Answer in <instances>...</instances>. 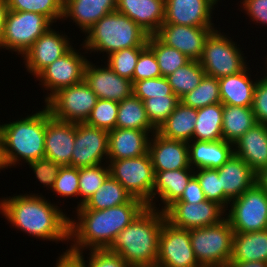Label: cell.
<instances>
[{
    "instance_id": "obj_1",
    "label": "cell",
    "mask_w": 267,
    "mask_h": 267,
    "mask_svg": "<svg viewBox=\"0 0 267 267\" xmlns=\"http://www.w3.org/2000/svg\"><path fill=\"white\" fill-rule=\"evenodd\" d=\"M146 207L142 200L133 197L128 203L108 209H77L78 220L69 219V240L73 245L66 252L109 249L117 235Z\"/></svg>"
},
{
    "instance_id": "obj_2",
    "label": "cell",
    "mask_w": 267,
    "mask_h": 267,
    "mask_svg": "<svg viewBox=\"0 0 267 267\" xmlns=\"http://www.w3.org/2000/svg\"><path fill=\"white\" fill-rule=\"evenodd\" d=\"M36 193L7 196L0 200V212L16 229L46 241H69V216Z\"/></svg>"
},
{
    "instance_id": "obj_3",
    "label": "cell",
    "mask_w": 267,
    "mask_h": 267,
    "mask_svg": "<svg viewBox=\"0 0 267 267\" xmlns=\"http://www.w3.org/2000/svg\"><path fill=\"white\" fill-rule=\"evenodd\" d=\"M159 208L146 207L116 237L108 249L130 267L156 266L159 235L165 214Z\"/></svg>"
},
{
    "instance_id": "obj_4",
    "label": "cell",
    "mask_w": 267,
    "mask_h": 267,
    "mask_svg": "<svg viewBox=\"0 0 267 267\" xmlns=\"http://www.w3.org/2000/svg\"><path fill=\"white\" fill-rule=\"evenodd\" d=\"M47 108L25 118L0 124L7 168L16 167L21 159L28 163L45 158Z\"/></svg>"
},
{
    "instance_id": "obj_5",
    "label": "cell",
    "mask_w": 267,
    "mask_h": 267,
    "mask_svg": "<svg viewBox=\"0 0 267 267\" xmlns=\"http://www.w3.org/2000/svg\"><path fill=\"white\" fill-rule=\"evenodd\" d=\"M83 49L110 55L132 47H146L148 34L128 16L114 11L97 21L87 32Z\"/></svg>"
},
{
    "instance_id": "obj_6",
    "label": "cell",
    "mask_w": 267,
    "mask_h": 267,
    "mask_svg": "<svg viewBox=\"0 0 267 267\" xmlns=\"http://www.w3.org/2000/svg\"><path fill=\"white\" fill-rule=\"evenodd\" d=\"M234 232L225 217L221 222L190 229L193 252L201 267H226L232 255Z\"/></svg>"
},
{
    "instance_id": "obj_7",
    "label": "cell",
    "mask_w": 267,
    "mask_h": 267,
    "mask_svg": "<svg viewBox=\"0 0 267 267\" xmlns=\"http://www.w3.org/2000/svg\"><path fill=\"white\" fill-rule=\"evenodd\" d=\"M242 52L231 37L214 29L205 41L199 63L206 75L219 79L237 74L248 66Z\"/></svg>"
},
{
    "instance_id": "obj_8",
    "label": "cell",
    "mask_w": 267,
    "mask_h": 267,
    "mask_svg": "<svg viewBox=\"0 0 267 267\" xmlns=\"http://www.w3.org/2000/svg\"><path fill=\"white\" fill-rule=\"evenodd\" d=\"M110 175L119 181L134 198L152 208L154 170L149 152L121 160H107ZM110 163V164H109Z\"/></svg>"
},
{
    "instance_id": "obj_9",
    "label": "cell",
    "mask_w": 267,
    "mask_h": 267,
    "mask_svg": "<svg viewBox=\"0 0 267 267\" xmlns=\"http://www.w3.org/2000/svg\"><path fill=\"white\" fill-rule=\"evenodd\" d=\"M229 204L225 217L234 233L267 229V192L257 183Z\"/></svg>"
},
{
    "instance_id": "obj_10",
    "label": "cell",
    "mask_w": 267,
    "mask_h": 267,
    "mask_svg": "<svg viewBox=\"0 0 267 267\" xmlns=\"http://www.w3.org/2000/svg\"><path fill=\"white\" fill-rule=\"evenodd\" d=\"M52 25L44 15L8 10L0 49L15 51L23 56Z\"/></svg>"
},
{
    "instance_id": "obj_11",
    "label": "cell",
    "mask_w": 267,
    "mask_h": 267,
    "mask_svg": "<svg viewBox=\"0 0 267 267\" xmlns=\"http://www.w3.org/2000/svg\"><path fill=\"white\" fill-rule=\"evenodd\" d=\"M97 100L98 97L89 85L82 81L58 90L45 102V106L55 119L84 123Z\"/></svg>"
},
{
    "instance_id": "obj_12",
    "label": "cell",
    "mask_w": 267,
    "mask_h": 267,
    "mask_svg": "<svg viewBox=\"0 0 267 267\" xmlns=\"http://www.w3.org/2000/svg\"><path fill=\"white\" fill-rule=\"evenodd\" d=\"M156 266L201 267L193 252L190 229L174 227L166 220L163 222Z\"/></svg>"
},
{
    "instance_id": "obj_13",
    "label": "cell",
    "mask_w": 267,
    "mask_h": 267,
    "mask_svg": "<svg viewBox=\"0 0 267 267\" xmlns=\"http://www.w3.org/2000/svg\"><path fill=\"white\" fill-rule=\"evenodd\" d=\"M79 53L72 47L35 77L47 92L50 91L44 98L45 102L58 90L84 81L88 59Z\"/></svg>"
},
{
    "instance_id": "obj_14",
    "label": "cell",
    "mask_w": 267,
    "mask_h": 267,
    "mask_svg": "<svg viewBox=\"0 0 267 267\" xmlns=\"http://www.w3.org/2000/svg\"><path fill=\"white\" fill-rule=\"evenodd\" d=\"M163 212L171 225L188 230L217 224L226 214L221 205L207 199L196 204L173 202Z\"/></svg>"
},
{
    "instance_id": "obj_15",
    "label": "cell",
    "mask_w": 267,
    "mask_h": 267,
    "mask_svg": "<svg viewBox=\"0 0 267 267\" xmlns=\"http://www.w3.org/2000/svg\"><path fill=\"white\" fill-rule=\"evenodd\" d=\"M71 167L81 168L102 164L108 158V132L88 124L76 123ZM103 160V161H102Z\"/></svg>"
},
{
    "instance_id": "obj_16",
    "label": "cell",
    "mask_w": 267,
    "mask_h": 267,
    "mask_svg": "<svg viewBox=\"0 0 267 267\" xmlns=\"http://www.w3.org/2000/svg\"><path fill=\"white\" fill-rule=\"evenodd\" d=\"M69 40L66 34H59L56 29L50 27L22 56L27 71L36 77L73 47Z\"/></svg>"
},
{
    "instance_id": "obj_17",
    "label": "cell",
    "mask_w": 267,
    "mask_h": 267,
    "mask_svg": "<svg viewBox=\"0 0 267 267\" xmlns=\"http://www.w3.org/2000/svg\"><path fill=\"white\" fill-rule=\"evenodd\" d=\"M217 27H192L163 23L155 34L165 45L177 49L190 60H199L206 39Z\"/></svg>"
},
{
    "instance_id": "obj_18",
    "label": "cell",
    "mask_w": 267,
    "mask_h": 267,
    "mask_svg": "<svg viewBox=\"0 0 267 267\" xmlns=\"http://www.w3.org/2000/svg\"><path fill=\"white\" fill-rule=\"evenodd\" d=\"M105 66L98 67L88 61L85 68L84 81L98 99H107L119 103L131 96L133 94L132 81L119 76L110 67Z\"/></svg>"
},
{
    "instance_id": "obj_19",
    "label": "cell",
    "mask_w": 267,
    "mask_h": 267,
    "mask_svg": "<svg viewBox=\"0 0 267 267\" xmlns=\"http://www.w3.org/2000/svg\"><path fill=\"white\" fill-rule=\"evenodd\" d=\"M218 2L220 1L165 0L164 23L192 27H214L215 25L212 23V11H214V7Z\"/></svg>"
},
{
    "instance_id": "obj_20",
    "label": "cell",
    "mask_w": 267,
    "mask_h": 267,
    "mask_svg": "<svg viewBox=\"0 0 267 267\" xmlns=\"http://www.w3.org/2000/svg\"><path fill=\"white\" fill-rule=\"evenodd\" d=\"M75 133L76 123L55 119L47 109L45 158L61 166H71Z\"/></svg>"
},
{
    "instance_id": "obj_21",
    "label": "cell",
    "mask_w": 267,
    "mask_h": 267,
    "mask_svg": "<svg viewBox=\"0 0 267 267\" xmlns=\"http://www.w3.org/2000/svg\"><path fill=\"white\" fill-rule=\"evenodd\" d=\"M151 137L148 152L154 171H169L190 167L188 142L166 139L157 132L153 133Z\"/></svg>"
},
{
    "instance_id": "obj_22",
    "label": "cell",
    "mask_w": 267,
    "mask_h": 267,
    "mask_svg": "<svg viewBox=\"0 0 267 267\" xmlns=\"http://www.w3.org/2000/svg\"><path fill=\"white\" fill-rule=\"evenodd\" d=\"M218 170L223 188V208L256 184V173L242 159L233 154Z\"/></svg>"
},
{
    "instance_id": "obj_23",
    "label": "cell",
    "mask_w": 267,
    "mask_h": 267,
    "mask_svg": "<svg viewBox=\"0 0 267 267\" xmlns=\"http://www.w3.org/2000/svg\"><path fill=\"white\" fill-rule=\"evenodd\" d=\"M116 11L128 16L148 35H155L164 23L165 0H117Z\"/></svg>"
},
{
    "instance_id": "obj_24",
    "label": "cell",
    "mask_w": 267,
    "mask_h": 267,
    "mask_svg": "<svg viewBox=\"0 0 267 267\" xmlns=\"http://www.w3.org/2000/svg\"><path fill=\"white\" fill-rule=\"evenodd\" d=\"M157 131L115 128L108 132V160L142 156L148 152L149 135Z\"/></svg>"
},
{
    "instance_id": "obj_25",
    "label": "cell",
    "mask_w": 267,
    "mask_h": 267,
    "mask_svg": "<svg viewBox=\"0 0 267 267\" xmlns=\"http://www.w3.org/2000/svg\"><path fill=\"white\" fill-rule=\"evenodd\" d=\"M233 149L256 174L267 167V124L256 123L234 142Z\"/></svg>"
},
{
    "instance_id": "obj_26",
    "label": "cell",
    "mask_w": 267,
    "mask_h": 267,
    "mask_svg": "<svg viewBox=\"0 0 267 267\" xmlns=\"http://www.w3.org/2000/svg\"><path fill=\"white\" fill-rule=\"evenodd\" d=\"M116 9L117 0H63L62 20L69 17L86 33L97 21Z\"/></svg>"
},
{
    "instance_id": "obj_27",
    "label": "cell",
    "mask_w": 267,
    "mask_h": 267,
    "mask_svg": "<svg viewBox=\"0 0 267 267\" xmlns=\"http://www.w3.org/2000/svg\"><path fill=\"white\" fill-rule=\"evenodd\" d=\"M188 147L189 165L194 170L218 169L234 154L233 143L223 139L215 142L192 140Z\"/></svg>"
},
{
    "instance_id": "obj_28",
    "label": "cell",
    "mask_w": 267,
    "mask_h": 267,
    "mask_svg": "<svg viewBox=\"0 0 267 267\" xmlns=\"http://www.w3.org/2000/svg\"><path fill=\"white\" fill-rule=\"evenodd\" d=\"M194 171L195 170L191 167L169 171H154L152 208H157L153 200L157 195L163 203L161 211H164L169 205L177 201L181 197L190 179L194 176Z\"/></svg>"
},
{
    "instance_id": "obj_29",
    "label": "cell",
    "mask_w": 267,
    "mask_h": 267,
    "mask_svg": "<svg viewBox=\"0 0 267 267\" xmlns=\"http://www.w3.org/2000/svg\"><path fill=\"white\" fill-rule=\"evenodd\" d=\"M250 69L247 66L237 74L218 79L222 104L252 107L257 79L251 80Z\"/></svg>"
},
{
    "instance_id": "obj_30",
    "label": "cell",
    "mask_w": 267,
    "mask_h": 267,
    "mask_svg": "<svg viewBox=\"0 0 267 267\" xmlns=\"http://www.w3.org/2000/svg\"><path fill=\"white\" fill-rule=\"evenodd\" d=\"M197 109L179 102L175 110L159 126L157 133L171 140L190 142L193 139Z\"/></svg>"
},
{
    "instance_id": "obj_31",
    "label": "cell",
    "mask_w": 267,
    "mask_h": 267,
    "mask_svg": "<svg viewBox=\"0 0 267 267\" xmlns=\"http://www.w3.org/2000/svg\"><path fill=\"white\" fill-rule=\"evenodd\" d=\"M267 262V229L234 233L230 262Z\"/></svg>"
},
{
    "instance_id": "obj_32",
    "label": "cell",
    "mask_w": 267,
    "mask_h": 267,
    "mask_svg": "<svg viewBox=\"0 0 267 267\" xmlns=\"http://www.w3.org/2000/svg\"><path fill=\"white\" fill-rule=\"evenodd\" d=\"M223 140L233 143L256 123L252 107L223 104Z\"/></svg>"
},
{
    "instance_id": "obj_33",
    "label": "cell",
    "mask_w": 267,
    "mask_h": 267,
    "mask_svg": "<svg viewBox=\"0 0 267 267\" xmlns=\"http://www.w3.org/2000/svg\"><path fill=\"white\" fill-rule=\"evenodd\" d=\"M223 104L217 103L197 109L192 140L215 142L223 139Z\"/></svg>"
},
{
    "instance_id": "obj_34",
    "label": "cell",
    "mask_w": 267,
    "mask_h": 267,
    "mask_svg": "<svg viewBox=\"0 0 267 267\" xmlns=\"http://www.w3.org/2000/svg\"><path fill=\"white\" fill-rule=\"evenodd\" d=\"M132 198L123 185L110 175L83 206L75 209L103 210L128 203Z\"/></svg>"
},
{
    "instance_id": "obj_35",
    "label": "cell",
    "mask_w": 267,
    "mask_h": 267,
    "mask_svg": "<svg viewBox=\"0 0 267 267\" xmlns=\"http://www.w3.org/2000/svg\"><path fill=\"white\" fill-rule=\"evenodd\" d=\"M116 128L157 131L147 117L144 102L134 94L118 103Z\"/></svg>"
},
{
    "instance_id": "obj_36",
    "label": "cell",
    "mask_w": 267,
    "mask_h": 267,
    "mask_svg": "<svg viewBox=\"0 0 267 267\" xmlns=\"http://www.w3.org/2000/svg\"><path fill=\"white\" fill-rule=\"evenodd\" d=\"M205 75L199 60H190L166 78L173 93L180 99L186 93L193 91Z\"/></svg>"
},
{
    "instance_id": "obj_37",
    "label": "cell",
    "mask_w": 267,
    "mask_h": 267,
    "mask_svg": "<svg viewBox=\"0 0 267 267\" xmlns=\"http://www.w3.org/2000/svg\"><path fill=\"white\" fill-rule=\"evenodd\" d=\"M147 46L154 52L163 77H167L190 61L185 54L165 45L156 35L148 36Z\"/></svg>"
},
{
    "instance_id": "obj_38",
    "label": "cell",
    "mask_w": 267,
    "mask_h": 267,
    "mask_svg": "<svg viewBox=\"0 0 267 267\" xmlns=\"http://www.w3.org/2000/svg\"><path fill=\"white\" fill-rule=\"evenodd\" d=\"M180 102L195 109L221 103L218 78L205 74L200 84L180 98Z\"/></svg>"
},
{
    "instance_id": "obj_39",
    "label": "cell",
    "mask_w": 267,
    "mask_h": 267,
    "mask_svg": "<svg viewBox=\"0 0 267 267\" xmlns=\"http://www.w3.org/2000/svg\"><path fill=\"white\" fill-rule=\"evenodd\" d=\"M106 164V165H105ZM108 163L79 168V197L77 208L83 206L110 176Z\"/></svg>"
},
{
    "instance_id": "obj_40",
    "label": "cell",
    "mask_w": 267,
    "mask_h": 267,
    "mask_svg": "<svg viewBox=\"0 0 267 267\" xmlns=\"http://www.w3.org/2000/svg\"><path fill=\"white\" fill-rule=\"evenodd\" d=\"M8 10L44 15L52 24L63 17V0H6Z\"/></svg>"
},
{
    "instance_id": "obj_41",
    "label": "cell",
    "mask_w": 267,
    "mask_h": 267,
    "mask_svg": "<svg viewBox=\"0 0 267 267\" xmlns=\"http://www.w3.org/2000/svg\"><path fill=\"white\" fill-rule=\"evenodd\" d=\"M145 47H132L121 49L107 56V66L110 67L116 74L121 77H125L132 81L134 70L137 65V61L140 52Z\"/></svg>"
},
{
    "instance_id": "obj_42",
    "label": "cell",
    "mask_w": 267,
    "mask_h": 267,
    "mask_svg": "<svg viewBox=\"0 0 267 267\" xmlns=\"http://www.w3.org/2000/svg\"><path fill=\"white\" fill-rule=\"evenodd\" d=\"M117 114L118 102L98 99L85 123L109 132L116 128Z\"/></svg>"
},
{
    "instance_id": "obj_43",
    "label": "cell",
    "mask_w": 267,
    "mask_h": 267,
    "mask_svg": "<svg viewBox=\"0 0 267 267\" xmlns=\"http://www.w3.org/2000/svg\"><path fill=\"white\" fill-rule=\"evenodd\" d=\"M143 102L149 121L158 129L175 110L180 99L177 96H159L145 99Z\"/></svg>"
},
{
    "instance_id": "obj_44",
    "label": "cell",
    "mask_w": 267,
    "mask_h": 267,
    "mask_svg": "<svg viewBox=\"0 0 267 267\" xmlns=\"http://www.w3.org/2000/svg\"><path fill=\"white\" fill-rule=\"evenodd\" d=\"M51 192L57 193L60 197H79V168L62 166L55 179Z\"/></svg>"
},
{
    "instance_id": "obj_45",
    "label": "cell",
    "mask_w": 267,
    "mask_h": 267,
    "mask_svg": "<svg viewBox=\"0 0 267 267\" xmlns=\"http://www.w3.org/2000/svg\"><path fill=\"white\" fill-rule=\"evenodd\" d=\"M204 196L207 200L217 202L223 207V188L217 169L201 168L194 171Z\"/></svg>"
},
{
    "instance_id": "obj_46",
    "label": "cell",
    "mask_w": 267,
    "mask_h": 267,
    "mask_svg": "<svg viewBox=\"0 0 267 267\" xmlns=\"http://www.w3.org/2000/svg\"><path fill=\"white\" fill-rule=\"evenodd\" d=\"M133 94L142 101L151 97L176 96L166 77L143 79L133 84Z\"/></svg>"
},
{
    "instance_id": "obj_47",
    "label": "cell",
    "mask_w": 267,
    "mask_h": 267,
    "mask_svg": "<svg viewBox=\"0 0 267 267\" xmlns=\"http://www.w3.org/2000/svg\"><path fill=\"white\" fill-rule=\"evenodd\" d=\"M161 76V71L154 52L146 46L140 52L137 65L134 70L133 84L143 79H153Z\"/></svg>"
},
{
    "instance_id": "obj_48",
    "label": "cell",
    "mask_w": 267,
    "mask_h": 267,
    "mask_svg": "<svg viewBox=\"0 0 267 267\" xmlns=\"http://www.w3.org/2000/svg\"><path fill=\"white\" fill-rule=\"evenodd\" d=\"M91 252V253H90ZM88 258V265L84 260L82 253L75 255L85 267H130L119 255L110 252L108 249L104 250H90Z\"/></svg>"
},
{
    "instance_id": "obj_49",
    "label": "cell",
    "mask_w": 267,
    "mask_h": 267,
    "mask_svg": "<svg viewBox=\"0 0 267 267\" xmlns=\"http://www.w3.org/2000/svg\"><path fill=\"white\" fill-rule=\"evenodd\" d=\"M29 168H32L35 178L43 184L47 189H52L59 170L62 167L60 164L55 163L47 158H41L35 161L28 162Z\"/></svg>"
},
{
    "instance_id": "obj_50",
    "label": "cell",
    "mask_w": 267,
    "mask_h": 267,
    "mask_svg": "<svg viewBox=\"0 0 267 267\" xmlns=\"http://www.w3.org/2000/svg\"><path fill=\"white\" fill-rule=\"evenodd\" d=\"M252 110L257 123L267 124V80L259 78L254 90Z\"/></svg>"
},
{
    "instance_id": "obj_51",
    "label": "cell",
    "mask_w": 267,
    "mask_h": 267,
    "mask_svg": "<svg viewBox=\"0 0 267 267\" xmlns=\"http://www.w3.org/2000/svg\"><path fill=\"white\" fill-rule=\"evenodd\" d=\"M240 3L252 22L267 25V0H243Z\"/></svg>"
},
{
    "instance_id": "obj_52",
    "label": "cell",
    "mask_w": 267,
    "mask_h": 267,
    "mask_svg": "<svg viewBox=\"0 0 267 267\" xmlns=\"http://www.w3.org/2000/svg\"><path fill=\"white\" fill-rule=\"evenodd\" d=\"M205 200L206 198L204 196L200 183L197 177L194 175L185 187V190L183 191L181 197L175 202H187L196 204Z\"/></svg>"
},
{
    "instance_id": "obj_53",
    "label": "cell",
    "mask_w": 267,
    "mask_h": 267,
    "mask_svg": "<svg viewBox=\"0 0 267 267\" xmlns=\"http://www.w3.org/2000/svg\"><path fill=\"white\" fill-rule=\"evenodd\" d=\"M58 258L54 267H85L75 255L68 252H63Z\"/></svg>"
},
{
    "instance_id": "obj_54",
    "label": "cell",
    "mask_w": 267,
    "mask_h": 267,
    "mask_svg": "<svg viewBox=\"0 0 267 267\" xmlns=\"http://www.w3.org/2000/svg\"><path fill=\"white\" fill-rule=\"evenodd\" d=\"M7 12H8V6L6 0H0V47H1L3 28Z\"/></svg>"
},
{
    "instance_id": "obj_55",
    "label": "cell",
    "mask_w": 267,
    "mask_h": 267,
    "mask_svg": "<svg viewBox=\"0 0 267 267\" xmlns=\"http://www.w3.org/2000/svg\"><path fill=\"white\" fill-rule=\"evenodd\" d=\"M226 267H267V262L263 261L229 262Z\"/></svg>"
},
{
    "instance_id": "obj_56",
    "label": "cell",
    "mask_w": 267,
    "mask_h": 267,
    "mask_svg": "<svg viewBox=\"0 0 267 267\" xmlns=\"http://www.w3.org/2000/svg\"><path fill=\"white\" fill-rule=\"evenodd\" d=\"M256 183L267 192V167L256 174Z\"/></svg>"
},
{
    "instance_id": "obj_57",
    "label": "cell",
    "mask_w": 267,
    "mask_h": 267,
    "mask_svg": "<svg viewBox=\"0 0 267 267\" xmlns=\"http://www.w3.org/2000/svg\"><path fill=\"white\" fill-rule=\"evenodd\" d=\"M7 169L5 157H4V151H3V140H2V134L0 132V170Z\"/></svg>"
},
{
    "instance_id": "obj_58",
    "label": "cell",
    "mask_w": 267,
    "mask_h": 267,
    "mask_svg": "<svg viewBox=\"0 0 267 267\" xmlns=\"http://www.w3.org/2000/svg\"><path fill=\"white\" fill-rule=\"evenodd\" d=\"M265 67H266V69H264L265 71H267V56H266V61H265ZM266 74L263 76V78L265 79V80H267V72H265Z\"/></svg>"
},
{
    "instance_id": "obj_59",
    "label": "cell",
    "mask_w": 267,
    "mask_h": 267,
    "mask_svg": "<svg viewBox=\"0 0 267 267\" xmlns=\"http://www.w3.org/2000/svg\"><path fill=\"white\" fill-rule=\"evenodd\" d=\"M141 267H159V266H141Z\"/></svg>"
}]
</instances>
